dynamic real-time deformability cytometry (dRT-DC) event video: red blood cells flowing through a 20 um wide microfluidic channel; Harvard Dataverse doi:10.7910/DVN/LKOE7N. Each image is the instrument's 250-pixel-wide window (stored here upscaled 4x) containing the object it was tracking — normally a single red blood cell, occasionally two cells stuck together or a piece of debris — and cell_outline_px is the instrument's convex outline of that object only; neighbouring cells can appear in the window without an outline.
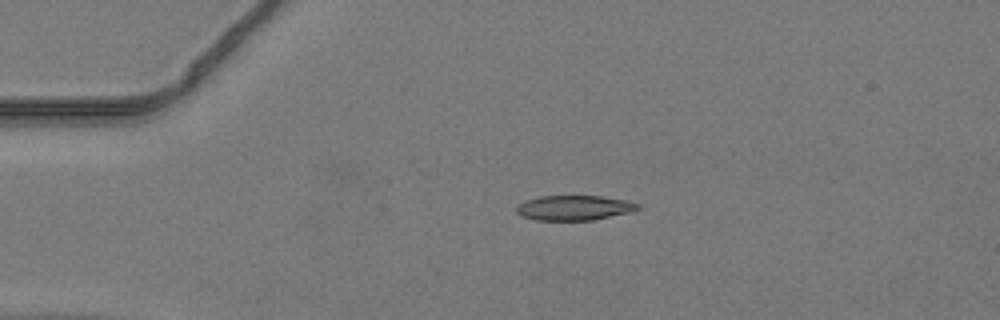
{"species": "common noctule bat (a hibernating species)", "species_latin": "Nyctalus noctula", "temperature_condition": "warm", "stored_images_in_passage": 38, "camera_frame_rate_fps": 3000, "um_per_image_px": 0.085, "animal": {"sex": "male", "body_mass_g": 19.2, "forearm_length_mm": 51.8}, "frame": {"image": 1, "passage_image": 1, "time_ms": 0.0, "image_size_px": [1000, 320], "cell_outline_px": [[640, 208], [632, 212], [592, 220], [536, 220], [520, 216], [516, 212], [516, 204], [540, 196], [600, 196], [628, 200], [640, 204]], "centroid_in_image_um": [48.81, 17.66], "position_along_channel_um": 36.2, "area_um2": 17.74}}
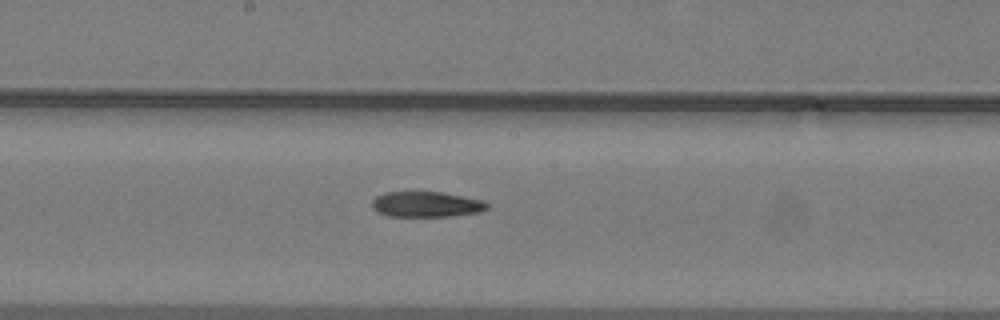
{"frame": {"image": 2, "passage_image": 16, "time_ms": 5.0, "image_size_px": [1000, 320], "cell_outline_px": [[488, 208], [480, 212], [452, 216], [388, 216], [372, 208], [372, 200], [376, 196], [384, 192], [440, 192], [464, 196], [484, 200], [488, 204]], "centroid_in_image_um": [36.25, 17.36], "position_along_channel_um": 211.9, "area_um2": 17.11}}
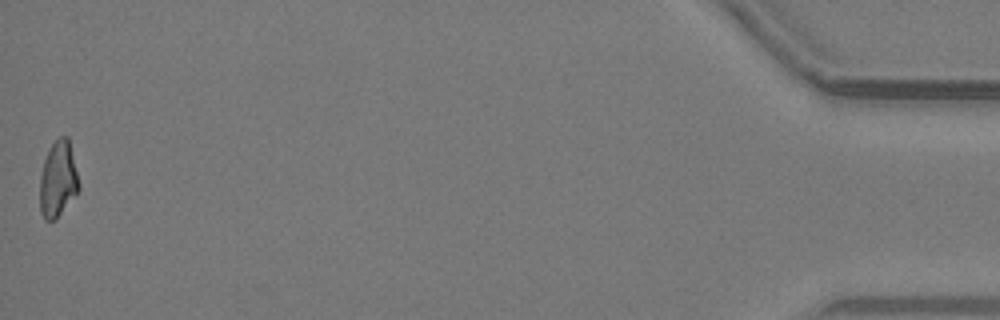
{"frame": {"image": 3, "passage_image": 38, "time_ms": 12.333, "image_size_px": [1000, 320], "cell_outline_px": [[80, 188], [56, 220], [44, 220], [40, 212], [40, 176], [44, 160], [52, 144], [60, 136], [68, 136], [80, 184]], "centroid_in_image_um": [4.93, 15.26], "position_along_channel_um": 430.3, "area_um2": 17.22}}